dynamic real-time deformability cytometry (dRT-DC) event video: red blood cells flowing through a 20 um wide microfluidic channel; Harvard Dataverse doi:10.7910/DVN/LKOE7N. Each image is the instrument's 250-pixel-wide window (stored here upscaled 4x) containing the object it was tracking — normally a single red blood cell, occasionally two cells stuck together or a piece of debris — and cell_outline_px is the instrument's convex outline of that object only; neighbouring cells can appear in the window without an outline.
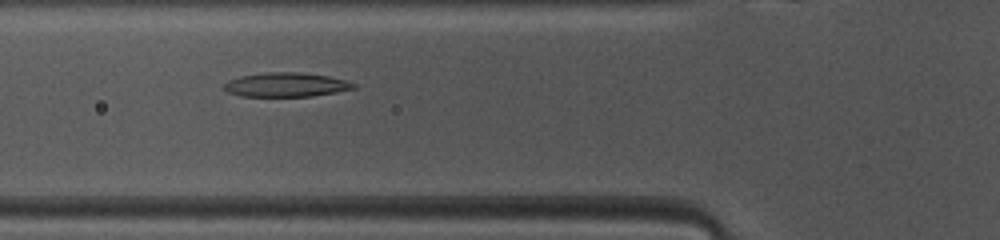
{"species": "common noctule bat (a hibernating species)", "species_latin": "Nyctalus noctula", "temperature_condition": "warm", "stored_images_in_passage": 48, "camera_frame_rate_fps": 3000, "um_per_image_px": 0.085, "animal": {"sex": "female", "body_mass_g": 10.0, "forearm_length_mm": 53.1}, "frame": {"image": 1, "passage_image": 15, "time_ms": 4.667, "image_size_px": [1000, 240], "cell_outline_px": [[356, 88], [336, 92], [312, 96], [240, 96], [228, 92], [224, 88], [224, 84], [228, 80], [240, 76], [264, 72], [300, 72], [328, 76], [344, 80], [356, 84]], "centroid_in_image_um": [24.3, 7.2], "position_along_channel_um": 101.5, "area_um2": 18.21}}
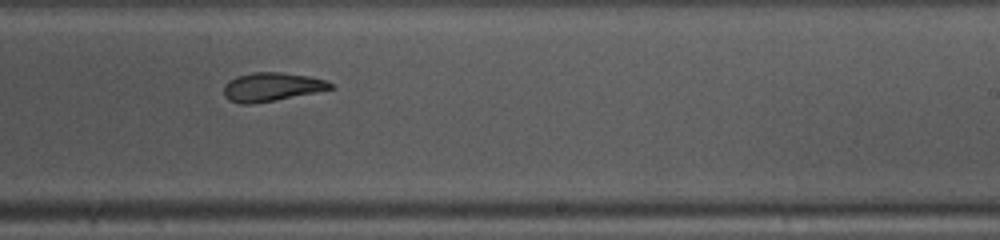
{"frame": {"image": 2, "passage_image": 27, "time_ms": 8.667, "image_size_px": [1000, 240], "cell_outline_px": [[336, 88], [276, 100], [252, 104], [240, 104], [228, 100], [224, 96], [224, 84], [228, 80], [236, 76], [252, 72], [280, 72], [308, 76], [324, 80], [332, 84]], "centroid_in_image_um": [23.05, 7.39], "position_along_channel_um": 266.0, "area_um2": 17.92}}
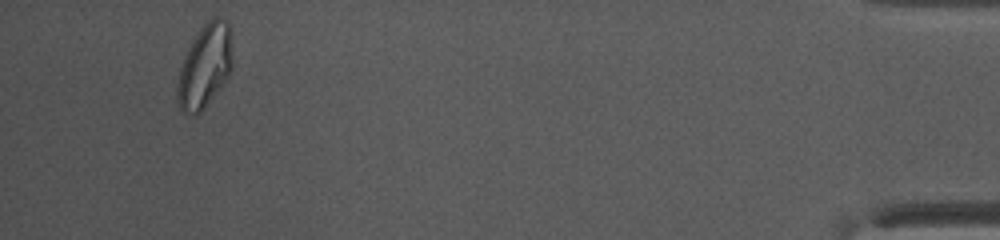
{"frame": {"image": 3, "passage_image": 44, "time_ms": 14.333, "image_size_px": [1000, 240], "cell_outline_px": [[232, 68], [228, 76], [204, 108], [196, 116], [192, 116], [180, 112], [176, 96], [176, 84], [180, 68], [184, 56], [192, 40], [200, 28], [212, 16], [216, 16], [228, 20], [232, 56]], "centroid_in_image_um": [17.38, 5.64], "position_along_channel_um": 417.8, "area_um2": 26.99}, "authors_computed_cell_mechanics": {"area_um2": 19.652, "velocity_mm_per_s": 4.0909, "shape_relaxation_time_tau1_ms": 3.153, "shape_relaxation_time_tau2_ms": 4.5574, "deformation_change_tau1": 0.1971, "deformation_change_tau2": 0.1215}}